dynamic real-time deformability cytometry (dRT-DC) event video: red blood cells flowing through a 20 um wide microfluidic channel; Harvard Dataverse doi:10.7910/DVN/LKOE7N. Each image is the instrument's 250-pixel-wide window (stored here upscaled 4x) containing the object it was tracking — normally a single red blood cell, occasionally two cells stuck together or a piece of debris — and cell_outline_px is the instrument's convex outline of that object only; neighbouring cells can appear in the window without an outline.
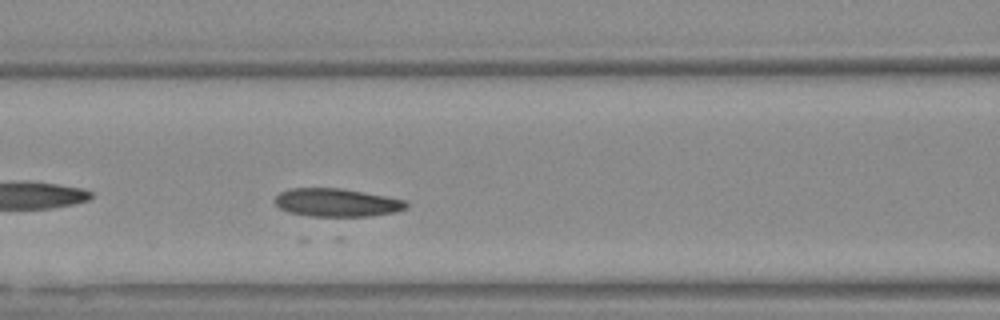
{"species": "Egyptian fruit bat (a non-hibernating species)", "species_latin": "Rousettus aegyptiacus", "temperature_condition": "warm", "stored_images_in_passage": 20, "camera_frame_rate_fps": 3000, "um_per_image_px": 0.085, "animal": {"sex": "female"}, "frame": {"image": 1, "passage_image": 8, "time_ms": 2.333, "image_size_px": [1000, 320], "cell_outline_px": [[408, 208], [396, 212], [372, 216], [312, 216], [288, 212], [280, 208], [276, 204], [276, 196], [280, 192], [288, 188], [340, 188], [384, 196], [404, 200], [408, 204]], "centroid_in_image_um": [28.63, 17.22], "position_along_channel_um": 138.0, "area_um2": 21.44}}